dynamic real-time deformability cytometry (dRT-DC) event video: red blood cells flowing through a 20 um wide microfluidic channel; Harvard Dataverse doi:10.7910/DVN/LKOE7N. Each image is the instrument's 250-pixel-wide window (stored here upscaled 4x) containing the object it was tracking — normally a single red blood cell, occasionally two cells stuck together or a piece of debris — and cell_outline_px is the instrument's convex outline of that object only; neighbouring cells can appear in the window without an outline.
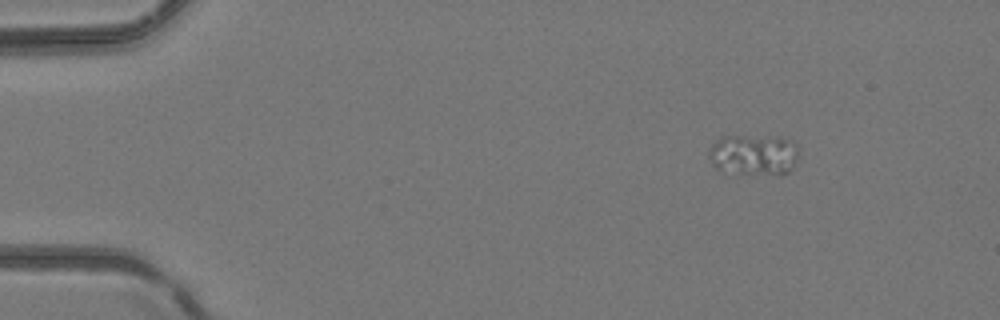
{"species": "common noctule bat (a hibernating species)", "species_latin": "Nyctalus noctula", "temperature_condition": "room temperature", "stored_images_in_passage": 2, "camera_frame_rate_fps": 3000, "um_per_image_px": 0.085, "animal": {"sex": "female", "body_mass_g": 24.6, "forearm_length_mm": 56.2}, "frame": {"image": 1, "passage_image": 1, "time_ms": 0.0, "image_size_px": [1000, 320], "cell_outline_px": [[796, 160], [792, 168], [788, 172], [740, 172], [716, 168], [712, 164], [708, 156], [708, 148], [720, 136], [780, 136], [792, 140], [796, 144]], "centroid_in_image_um": [64.03, 13.07], "position_along_channel_um": 21.0, "area_um2": 20.87}}